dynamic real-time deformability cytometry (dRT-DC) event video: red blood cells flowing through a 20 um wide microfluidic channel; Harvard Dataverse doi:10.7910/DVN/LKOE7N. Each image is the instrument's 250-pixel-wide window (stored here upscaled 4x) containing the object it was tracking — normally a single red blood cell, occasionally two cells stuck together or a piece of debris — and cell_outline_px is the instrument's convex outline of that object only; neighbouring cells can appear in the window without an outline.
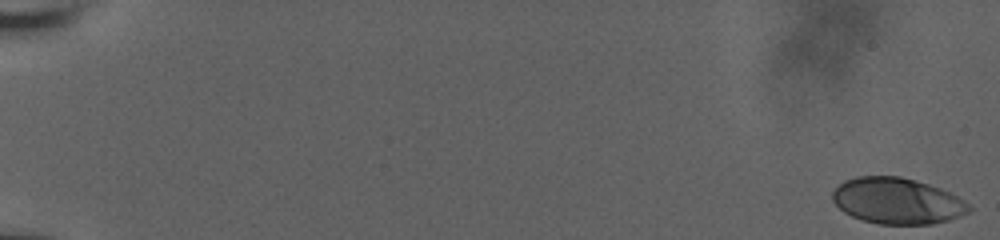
{"species": "human", "species_latin": "Homo sapiens", "temperature_condition": "room temperature", "stored_images_in_passage": 13, "camera_frame_rate_fps": 3000, "um_per_image_px": 0.085, "donor": {"sex": "male"}, "frame": {"image": 1, "passage_image": 1, "time_ms": 0.0, "image_size_px": [1000, 240], "cell_outline_px": [[972, 208], [968, 212], [948, 220], [932, 224], [880, 224], [864, 220], [852, 216], [844, 212], [832, 200], [832, 192], [844, 180], [856, 176], [900, 176], [928, 184], [940, 188], [964, 200]], "centroid_in_image_um": [76.24, 17.07], "position_along_channel_um": 8.8, "area_um2": 36.41}}
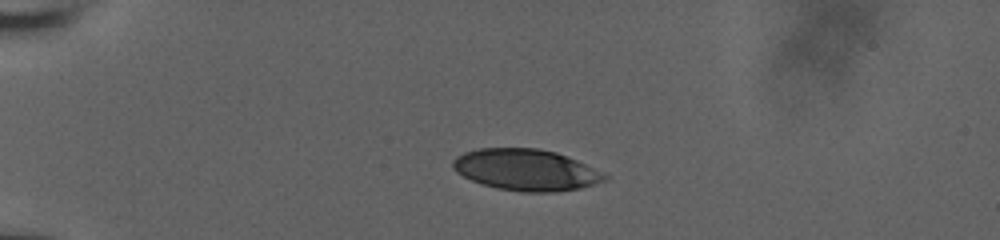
{"frame": {"image": 2, "passage_image": 8, "time_ms": 2.333, "image_size_px": [1000, 240], "cell_outline_px": [[608, 180], [580, 188], [556, 192], [520, 192], [496, 188], [480, 184], [456, 172], [452, 168], [452, 160], [456, 156], [464, 152], [480, 148], [536, 148], [556, 152], [576, 160], [604, 172], [608, 176]], "centroid_in_image_um": [44.7, 14.44], "position_along_channel_um": 40.3, "area_um2": 36.82}}
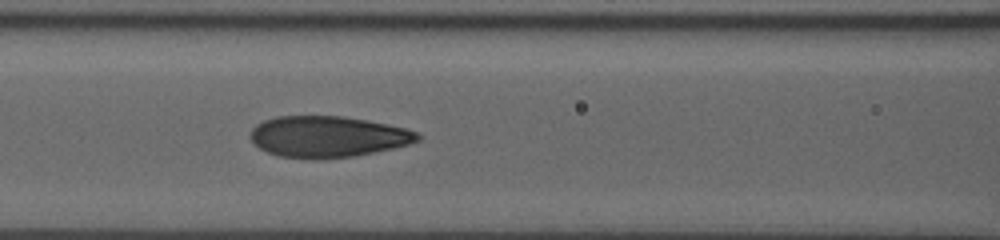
{"frame": {"image": 3, "passage_image": 13, "time_ms": 4.0, "image_size_px": [1000, 240], "cell_outline_px": [[424, 136], [420, 140], [408, 144], [392, 148], [356, 156], [312, 160], [280, 156], [268, 152], [252, 144], [248, 136], [252, 128], [256, 124], [264, 120], [276, 116], [340, 116], [388, 124], [420, 132]], "centroid_in_image_um": [27.83, 11.62], "position_along_channel_um": 138.8, "area_um2": 40.52}}